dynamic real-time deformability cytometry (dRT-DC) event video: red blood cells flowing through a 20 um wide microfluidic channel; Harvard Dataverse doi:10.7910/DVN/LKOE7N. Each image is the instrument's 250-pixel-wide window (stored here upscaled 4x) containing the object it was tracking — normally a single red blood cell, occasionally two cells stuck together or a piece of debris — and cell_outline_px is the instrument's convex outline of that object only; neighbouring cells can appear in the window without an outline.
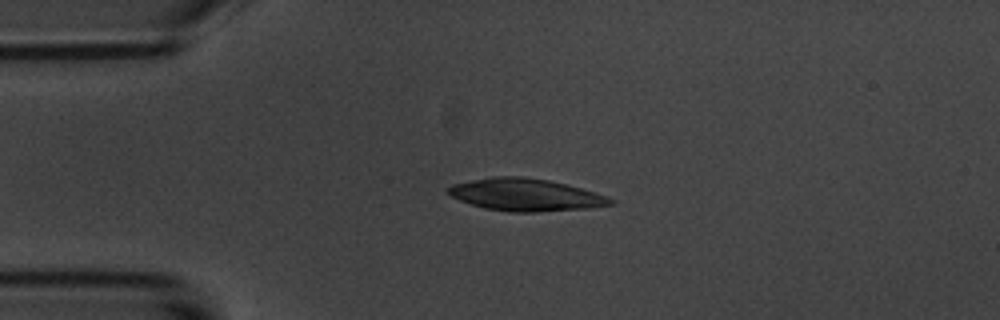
{"species": "common noctule bat (a hibernating species)", "species_latin": "Nyctalus noctula", "temperature_condition": "room temperature", "stored_images_in_passage": 5, "camera_frame_rate_fps": 3000, "um_per_image_px": 0.085, "animal": {"sex": "male", "body_mass_g": 20.1, "forearm_length_mm": 53.5}, "frame": {"image": 1, "passage_image": 2, "time_ms": 2.0, "image_size_px": [1000, 320], "cell_outline_px": [[616, 204], [588, 208], [536, 212], [508, 212], [484, 208], [460, 200], [452, 196], [448, 192], [448, 188], [452, 184], [492, 176], [520, 176], [548, 180], [596, 192], [616, 200]], "centroid_in_image_um": [44.7, 16.56], "position_along_channel_um": 40.3, "area_um2": 30.46}}